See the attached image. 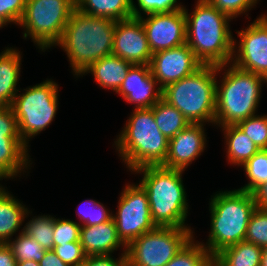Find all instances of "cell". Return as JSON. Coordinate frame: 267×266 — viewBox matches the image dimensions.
<instances>
[{
    "instance_id": "4316f807",
    "label": "cell",
    "mask_w": 267,
    "mask_h": 266,
    "mask_svg": "<svg viewBox=\"0 0 267 266\" xmlns=\"http://www.w3.org/2000/svg\"><path fill=\"white\" fill-rule=\"evenodd\" d=\"M165 266H213V257L193 236Z\"/></svg>"
},
{
    "instance_id": "f35d334b",
    "label": "cell",
    "mask_w": 267,
    "mask_h": 266,
    "mask_svg": "<svg viewBox=\"0 0 267 266\" xmlns=\"http://www.w3.org/2000/svg\"><path fill=\"white\" fill-rule=\"evenodd\" d=\"M0 137H20L11 106H0Z\"/></svg>"
},
{
    "instance_id": "83f0119b",
    "label": "cell",
    "mask_w": 267,
    "mask_h": 266,
    "mask_svg": "<svg viewBox=\"0 0 267 266\" xmlns=\"http://www.w3.org/2000/svg\"><path fill=\"white\" fill-rule=\"evenodd\" d=\"M26 225V226H25ZM24 225V233L37 241L44 250L54 247V217L48 215L33 216Z\"/></svg>"
},
{
    "instance_id": "e0dca14e",
    "label": "cell",
    "mask_w": 267,
    "mask_h": 266,
    "mask_svg": "<svg viewBox=\"0 0 267 266\" xmlns=\"http://www.w3.org/2000/svg\"><path fill=\"white\" fill-rule=\"evenodd\" d=\"M157 86V87H156ZM163 89L152 75L150 65H132L116 94L134 109H148L162 98Z\"/></svg>"
},
{
    "instance_id": "3957f363",
    "label": "cell",
    "mask_w": 267,
    "mask_h": 266,
    "mask_svg": "<svg viewBox=\"0 0 267 266\" xmlns=\"http://www.w3.org/2000/svg\"><path fill=\"white\" fill-rule=\"evenodd\" d=\"M133 172L143 174L139 184L147 193L151 217L157 227L190 228L185 223L189 205L182 179L184 171L159 165Z\"/></svg>"
},
{
    "instance_id": "44dd1931",
    "label": "cell",
    "mask_w": 267,
    "mask_h": 266,
    "mask_svg": "<svg viewBox=\"0 0 267 266\" xmlns=\"http://www.w3.org/2000/svg\"><path fill=\"white\" fill-rule=\"evenodd\" d=\"M30 211L0 184V244H7Z\"/></svg>"
},
{
    "instance_id": "f546056e",
    "label": "cell",
    "mask_w": 267,
    "mask_h": 266,
    "mask_svg": "<svg viewBox=\"0 0 267 266\" xmlns=\"http://www.w3.org/2000/svg\"><path fill=\"white\" fill-rule=\"evenodd\" d=\"M242 167L249 181L239 189L252 193L260 184L267 181V149H260Z\"/></svg>"
},
{
    "instance_id": "d6986e66",
    "label": "cell",
    "mask_w": 267,
    "mask_h": 266,
    "mask_svg": "<svg viewBox=\"0 0 267 266\" xmlns=\"http://www.w3.org/2000/svg\"><path fill=\"white\" fill-rule=\"evenodd\" d=\"M21 137H0V181L23 174L32 163Z\"/></svg>"
},
{
    "instance_id": "d4e9b609",
    "label": "cell",
    "mask_w": 267,
    "mask_h": 266,
    "mask_svg": "<svg viewBox=\"0 0 267 266\" xmlns=\"http://www.w3.org/2000/svg\"><path fill=\"white\" fill-rule=\"evenodd\" d=\"M76 9L87 15L115 21L133 17L132 0H75Z\"/></svg>"
},
{
    "instance_id": "ffe728a7",
    "label": "cell",
    "mask_w": 267,
    "mask_h": 266,
    "mask_svg": "<svg viewBox=\"0 0 267 266\" xmlns=\"http://www.w3.org/2000/svg\"><path fill=\"white\" fill-rule=\"evenodd\" d=\"M132 65L119 56L111 54L93 63L81 76L91 73L100 88L117 92Z\"/></svg>"
},
{
    "instance_id": "836d02e7",
    "label": "cell",
    "mask_w": 267,
    "mask_h": 266,
    "mask_svg": "<svg viewBox=\"0 0 267 266\" xmlns=\"http://www.w3.org/2000/svg\"><path fill=\"white\" fill-rule=\"evenodd\" d=\"M178 0H137L136 6L132 0L133 17L142 16L141 13H169L178 10H184V6L177 2ZM178 3V4H177ZM139 7V8H137ZM142 11V12H141Z\"/></svg>"
},
{
    "instance_id": "7402d4cb",
    "label": "cell",
    "mask_w": 267,
    "mask_h": 266,
    "mask_svg": "<svg viewBox=\"0 0 267 266\" xmlns=\"http://www.w3.org/2000/svg\"><path fill=\"white\" fill-rule=\"evenodd\" d=\"M20 51L6 47L0 55V106H11L14 97L19 92L17 84L21 69Z\"/></svg>"
},
{
    "instance_id": "bcb514c9",
    "label": "cell",
    "mask_w": 267,
    "mask_h": 266,
    "mask_svg": "<svg viewBox=\"0 0 267 266\" xmlns=\"http://www.w3.org/2000/svg\"><path fill=\"white\" fill-rule=\"evenodd\" d=\"M6 25L7 24L3 20L0 19V28H3V26H6Z\"/></svg>"
},
{
    "instance_id": "e575fe53",
    "label": "cell",
    "mask_w": 267,
    "mask_h": 266,
    "mask_svg": "<svg viewBox=\"0 0 267 266\" xmlns=\"http://www.w3.org/2000/svg\"><path fill=\"white\" fill-rule=\"evenodd\" d=\"M80 228L79 222L54 218V246L80 242Z\"/></svg>"
},
{
    "instance_id": "d590c367",
    "label": "cell",
    "mask_w": 267,
    "mask_h": 266,
    "mask_svg": "<svg viewBox=\"0 0 267 266\" xmlns=\"http://www.w3.org/2000/svg\"><path fill=\"white\" fill-rule=\"evenodd\" d=\"M52 251L70 266H82L87 257L80 242L57 245L53 247Z\"/></svg>"
},
{
    "instance_id": "5bb4252c",
    "label": "cell",
    "mask_w": 267,
    "mask_h": 266,
    "mask_svg": "<svg viewBox=\"0 0 267 266\" xmlns=\"http://www.w3.org/2000/svg\"><path fill=\"white\" fill-rule=\"evenodd\" d=\"M202 65L187 43L155 52L150 62L152 75L162 89L192 74Z\"/></svg>"
},
{
    "instance_id": "8d00e7d4",
    "label": "cell",
    "mask_w": 267,
    "mask_h": 266,
    "mask_svg": "<svg viewBox=\"0 0 267 266\" xmlns=\"http://www.w3.org/2000/svg\"><path fill=\"white\" fill-rule=\"evenodd\" d=\"M222 13L235 19L241 14H246L259 0H207Z\"/></svg>"
},
{
    "instance_id": "74e56055",
    "label": "cell",
    "mask_w": 267,
    "mask_h": 266,
    "mask_svg": "<svg viewBox=\"0 0 267 266\" xmlns=\"http://www.w3.org/2000/svg\"><path fill=\"white\" fill-rule=\"evenodd\" d=\"M26 0H0V19L7 25L19 24L25 11Z\"/></svg>"
},
{
    "instance_id": "f6af8a7d",
    "label": "cell",
    "mask_w": 267,
    "mask_h": 266,
    "mask_svg": "<svg viewBox=\"0 0 267 266\" xmlns=\"http://www.w3.org/2000/svg\"><path fill=\"white\" fill-rule=\"evenodd\" d=\"M260 266H267V248L262 250Z\"/></svg>"
},
{
    "instance_id": "ee69618b",
    "label": "cell",
    "mask_w": 267,
    "mask_h": 266,
    "mask_svg": "<svg viewBox=\"0 0 267 266\" xmlns=\"http://www.w3.org/2000/svg\"><path fill=\"white\" fill-rule=\"evenodd\" d=\"M16 266H40L39 262H36L34 260H26L22 262H17Z\"/></svg>"
},
{
    "instance_id": "ab89813d",
    "label": "cell",
    "mask_w": 267,
    "mask_h": 266,
    "mask_svg": "<svg viewBox=\"0 0 267 266\" xmlns=\"http://www.w3.org/2000/svg\"><path fill=\"white\" fill-rule=\"evenodd\" d=\"M119 259L111 255L87 256L82 266H127L126 251L122 250Z\"/></svg>"
},
{
    "instance_id": "7a4b0ae2",
    "label": "cell",
    "mask_w": 267,
    "mask_h": 266,
    "mask_svg": "<svg viewBox=\"0 0 267 266\" xmlns=\"http://www.w3.org/2000/svg\"><path fill=\"white\" fill-rule=\"evenodd\" d=\"M186 16V43L203 65L220 66L231 63L234 37L230 30L231 17L222 13L207 0H197Z\"/></svg>"
},
{
    "instance_id": "4dcf8cb0",
    "label": "cell",
    "mask_w": 267,
    "mask_h": 266,
    "mask_svg": "<svg viewBox=\"0 0 267 266\" xmlns=\"http://www.w3.org/2000/svg\"><path fill=\"white\" fill-rule=\"evenodd\" d=\"M245 241L267 248V209H255L248 222Z\"/></svg>"
},
{
    "instance_id": "8992f818",
    "label": "cell",
    "mask_w": 267,
    "mask_h": 266,
    "mask_svg": "<svg viewBox=\"0 0 267 266\" xmlns=\"http://www.w3.org/2000/svg\"><path fill=\"white\" fill-rule=\"evenodd\" d=\"M222 70L221 85L216 81L215 126L218 127L236 125L257 115L262 85L266 82L265 77L242 70L232 62L220 65V73Z\"/></svg>"
},
{
    "instance_id": "484cf974",
    "label": "cell",
    "mask_w": 267,
    "mask_h": 266,
    "mask_svg": "<svg viewBox=\"0 0 267 266\" xmlns=\"http://www.w3.org/2000/svg\"><path fill=\"white\" fill-rule=\"evenodd\" d=\"M153 115L157 127L168 140L190 124L180 111L163 98L153 106Z\"/></svg>"
},
{
    "instance_id": "603a6c76",
    "label": "cell",
    "mask_w": 267,
    "mask_h": 266,
    "mask_svg": "<svg viewBox=\"0 0 267 266\" xmlns=\"http://www.w3.org/2000/svg\"><path fill=\"white\" fill-rule=\"evenodd\" d=\"M220 128L224 131L223 134L225 133L226 156L230 164L242 167L260 150L237 125H226Z\"/></svg>"
},
{
    "instance_id": "2e32d148",
    "label": "cell",
    "mask_w": 267,
    "mask_h": 266,
    "mask_svg": "<svg viewBox=\"0 0 267 266\" xmlns=\"http://www.w3.org/2000/svg\"><path fill=\"white\" fill-rule=\"evenodd\" d=\"M206 124L190 123L169 139L167 158L162 166L185 171L206 148Z\"/></svg>"
},
{
    "instance_id": "277c9868",
    "label": "cell",
    "mask_w": 267,
    "mask_h": 266,
    "mask_svg": "<svg viewBox=\"0 0 267 266\" xmlns=\"http://www.w3.org/2000/svg\"><path fill=\"white\" fill-rule=\"evenodd\" d=\"M114 143L131 172L163 165L168 154L169 140L156 125L153 107L134 109Z\"/></svg>"
},
{
    "instance_id": "b9f144b4",
    "label": "cell",
    "mask_w": 267,
    "mask_h": 266,
    "mask_svg": "<svg viewBox=\"0 0 267 266\" xmlns=\"http://www.w3.org/2000/svg\"><path fill=\"white\" fill-rule=\"evenodd\" d=\"M17 261L7 244H0V266H16Z\"/></svg>"
},
{
    "instance_id": "d6a6232c",
    "label": "cell",
    "mask_w": 267,
    "mask_h": 266,
    "mask_svg": "<svg viewBox=\"0 0 267 266\" xmlns=\"http://www.w3.org/2000/svg\"><path fill=\"white\" fill-rule=\"evenodd\" d=\"M236 125L260 149H267V115H254Z\"/></svg>"
},
{
    "instance_id": "9c48e42d",
    "label": "cell",
    "mask_w": 267,
    "mask_h": 266,
    "mask_svg": "<svg viewBox=\"0 0 267 266\" xmlns=\"http://www.w3.org/2000/svg\"><path fill=\"white\" fill-rule=\"evenodd\" d=\"M76 8L75 0H26L19 26L45 52L60 40L70 16Z\"/></svg>"
},
{
    "instance_id": "60d3db41",
    "label": "cell",
    "mask_w": 267,
    "mask_h": 266,
    "mask_svg": "<svg viewBox=\"0 0 267 266\" xmlns=\"http://www.w3.org/2000/svg\"><path fill=\"white\" fill-rule=\"evenodd\" d=\"M252 194L257 208L267 209V181L260 184Z\"/></svg>"
},
{
    "instance_id": "30bf717a",
    "label": "cell",
    "mask_w": 267,
    "mask_h": 266,
    "mask_svg": "<svg viewBox=\"0 0 267 266\" xmlns=\"http://www.w3.org/2000/svg\"><path fill=\"white\" fill-rule=\"evenodd\" d=\"M193 235L191 228L156 227L126 246L127 266H165Z\"/></svg>"
},
{
    "instance_id": "4fadbf2b",
    "label": "cell",
    "mask_w": 267,
    "mask_h": 266,
    "mask_svg": "<svg viewBox=\"0 0 267 266\" xmlns=\"http://www.w3.org/2000/svg\"><path fill=\"white\" fill-rule=\"evenodd\" d=\"M140 16L152 54L186 43V16L184 10ZM146 18V19H145Z\"/></svg>"
},
{
    "instance_id": "9a60e30c",
    "label": "cell",
    "mask_w": 267,
    "mask_h": 266,
    "mask_svg": "<svg viewBox=\"0 0 267 266\" xmlns=\"http://www.w3.org/2000/svg\"><path fill=\"white\" fill-rule=\"evenodd\" d=\"M112 54L133 65H150L153 54L138 17L115 22Z\"/></svg>"
},
{
    "instance_id": "5b68a950",
    "label": "cell",
    "mask_w": 267,
    "mask_h": 266,
    "mask_svg": "<svg viewBox=\"0 0 267 266\" xmlns=\"http://www.w3.org/2000/svg\"><path fill=\"white\" fill-rule=\"evenodd\" d=\"M209 201L210 232L204 248L214 257L222 249L245 241L248 222L257 208L251 192H216Z\"/></svg>"
},
{
    "instance_id": "ba28073f",
    "label": "cell",
    "mask_w": 267,
    "mask_h": 266,
    "mask_svg": "<svg viewBox=\"0 0 267 266\" xmlns=\"http://www.w3.org/2000/svg\"><path fill=\"white\" fill-rule=\"evenodd\" d=\"M58 84L51 79L23 89L22 94H16L11 108L17 119L19 135L28 146L30 138L44 131L58 110Z\"/></svg>"
},
{
    "instance_id": "7c38bea8",
    "label": "cell",
    "mask_w": 267,
    "mask_h": 266,
    "mask_svg": "<svg viewBox=\"0 0 267 266\" xmlns=\"http://www.w3.org/2000/svg\"><path fill=\"white\" fill-rule=\"evenodd\" d=\"M236 32L240 37V41L238 42L234 39L232 64L242 70L253 72L266 78L267 15L262 14L247 28Z\"/></svg>"
},
{
    "instance_id": "ac0fdd59",
    "label": "cell",
    "mask_w": 267,
    "mask_h": 266,
    "mask_svg": "<svg viewBox=\"0 0 267 266\" xmlns=\"http://www.w3.org/2000/svg\"><path fill=\"white\" fill-rule=\"evenodd\" d=\"M80 244L86 256L111 255L121 246L126 251V245L118 236L113 218L101 224L81 226Z\"/></svg>"
},
{
    "instance_id": "1f68e13d",
    "label": "cell",
    "mask_w": 267,
    "mask_h": 266,
    "mask_svg": "<svg viewBox=\"0 0 267 266\" xmlns=\"http://www.w3.org/2000/svg\"><path fill=\"white\" fill-rule=\"evenodd\" d=\"M80 206L77 208V215L81 223V226H92L107 222L112 219L113 214L110 213V210L104 207V205L96 200L90 199L83 201ZM83 222V223H82Z\"/></svg>"
},
{
    "instance_id": "8fae6325",
    "label": "cell",
    "mask_w": 267,
    "mask_h": 266,
    "mask_svg": "<svg viewBox=\"0 0 267 266\" xmlns=\"http://www.w3.org/2000/svg\"><path fill=\"white\" fill-rule=\"evenodd\" d=\"M112 218L121 241L127 246L142 234L153 231L148 196L140 184H126Z\"/></svg>"
},
{
    "instance_id": "f1b7e54d",
    "label": "cell",
    "mask_w": 267,
    "mask_h": 266,
    "mask_svg": "<svg viewBox=\"0 0 267 266\" xmlns=\"http://www.w3.org/2000/svg\"><path fill=\"white\" fill-rule=\"evenodd\" d=\"M23 231L24 228H22L19 235H17V237L15 236V239L10 240L7 245L12 250L17 262L26 260L40 262L46 250Z\"/></svg>"
},
{
    "instance_id": "52a82bcc",
    "label": "cell",
    "mask_w": 267,
    "mask_h": 266,
    "mask_svg": "<svg viewBox=\"0 0 267 266\" xmlns=\"http://www.w3.org/2000/svg\"><path fill=\"white\" fill-rule=\"evenodd\" d=\"M219 66L202 65L192 74L167 85L162 98L189 123L215 124L216 84Z\"/></svg>"
},
{
    "instance_id": "7bdbcfd3",
    "label": "cell",
    "mask_w": 267,
    "mask_h": 266,
    "mask_svg": "<svg viewBox=\"0 0 267 266\" xmlns=\"http://www.w3.org/2000/svg\"><path fill=\"white\" fill-rule=\"evenodd\" d=\"M40 266H70L64 263L54 251H45L42 260L39 262Z\"/></svg>"
},
{
    "instance_id": "cb8c5ba5",
    "label": "cell",
    "mask_w": 267,
    "mask_h": 266,
    "mask_svg": "<svg viewBox=\"0 0 267 266\" xmlns=\"http://www.w3.org/2000/svg\"><path fill=\"white\" fill-rule=\"evenodd\" d=\"M262 248L241 241L222 249L213 257V266H260Z\"/></svg>"
},
{
    "instance_id": "6da1fadb",
    "label": "cell",
    "mask_w": 267,
    "mask_h": 266,
    "mask_svg": "<svg viewBox=\"0 0 267 266\" xmlns=\"http://www.w3.org/2000/svg\"><path fill=\"white\" fill-rule=\"evenodd\" d=\"M115 22L74 9L55 44L66 52L73 75L80 77L93 63L112 54Z\"/></svg>"
}]
</instances>
